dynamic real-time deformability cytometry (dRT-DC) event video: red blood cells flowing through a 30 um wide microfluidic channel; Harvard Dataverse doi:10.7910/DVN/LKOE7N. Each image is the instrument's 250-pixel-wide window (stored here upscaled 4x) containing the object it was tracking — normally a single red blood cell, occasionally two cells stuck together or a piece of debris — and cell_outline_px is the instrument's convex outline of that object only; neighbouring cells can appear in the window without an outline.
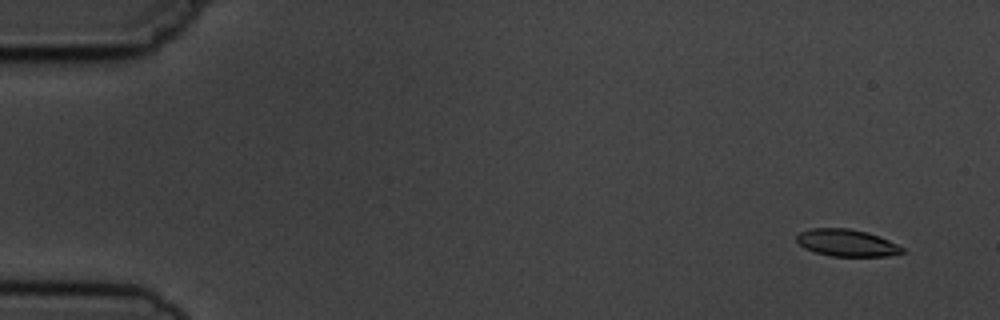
{"species": "common noctule bat (a hibernating species)", "species_latin": "Nyctalus noctula", "temperature_condition": "cold", "stored_images_in_passage": 6, "camera_frame_rate_fps": 3000, "um_per_image_px": 0.085, "animal": {"sex": "male", "body_mass_g": 19.5, "forearm_length_mm": 54.6}, "frame": {"image": 1, "passage_image": 1, "time_ms": 0.0, "image_size_px": [1000, 320], "cell_outline_px": [[908, 252], [888, 256], [832, 256], [816, 252], [804, 248], [796, 240], [796, 236], [800, 232], [812, 228], [848, 228], [868, 232], [880, 236], [904, 248]], "centroid_in_image_um": [72.01, 20.64], "position_along_channel_um": 13.0, "area_um2": 16.7}}
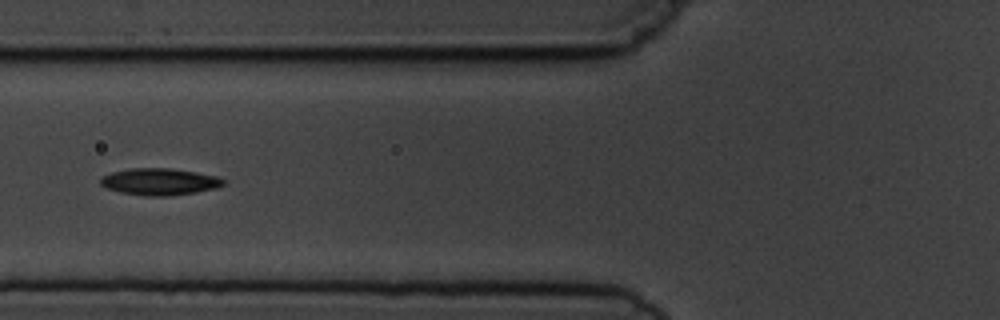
{"frame": {"image": 2, "passage_image": 6, "time_ms": 6.0, "image_size_px": [1000, 320], "cell_outline_px": [[224, 184], [216, 188], [196, 192], [168, 196], [144, 196], [120, 192], [108, 188], [100, 184], [100, 176], [112, 172], [132, 168], [168, 168], [196, 172], [216, 176], [224, 180]], "centroid_in_image_um": [13.54, 15.44], "position_along_channel_um": 112.3, "area_um2": 19.13}}